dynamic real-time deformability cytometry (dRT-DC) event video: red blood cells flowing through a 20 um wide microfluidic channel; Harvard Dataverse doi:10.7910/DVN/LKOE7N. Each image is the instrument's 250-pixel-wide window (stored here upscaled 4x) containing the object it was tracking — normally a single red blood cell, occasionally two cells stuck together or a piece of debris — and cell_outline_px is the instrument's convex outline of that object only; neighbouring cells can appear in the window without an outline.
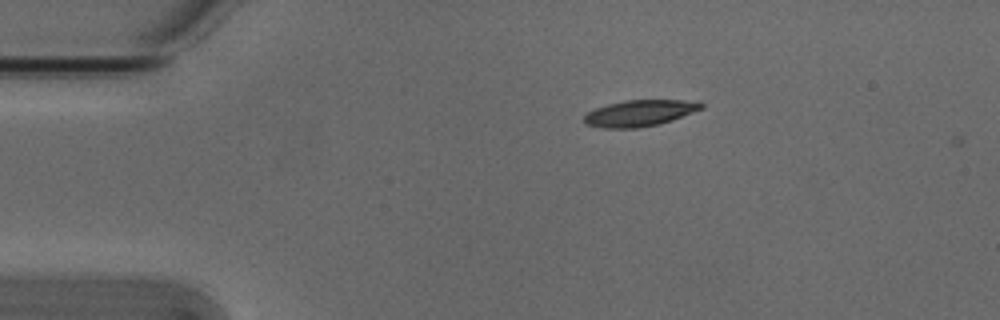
{"species": "Egyptian fruit bat (a non-hibernating species)", "species_latin": "Rousettus aegyptiacus", "temperature_condition": "cold", "stored_images_in_passage": 5, "camera_frame_rate_fps": 3000, "um_per_image_px": 0.085, "animal": {"sex": "male"}, "frame": {"image": 1, "passage_image": 1, "time_ms": 0.0, "image_size_px": [1000, 320], "cell_outline_px": [[704, 108], [672, 120], [660, 124], [636, 128], [604, 128], [584, 124], [584, 116], [588, 112], [596, 108], [608, 104], [624, 100], [700, 100], [704, 104]], "centroid_in_image_um": [54.41, 9.61], "position_along_channel_um": 30.6, "area_um2": 18.09}}